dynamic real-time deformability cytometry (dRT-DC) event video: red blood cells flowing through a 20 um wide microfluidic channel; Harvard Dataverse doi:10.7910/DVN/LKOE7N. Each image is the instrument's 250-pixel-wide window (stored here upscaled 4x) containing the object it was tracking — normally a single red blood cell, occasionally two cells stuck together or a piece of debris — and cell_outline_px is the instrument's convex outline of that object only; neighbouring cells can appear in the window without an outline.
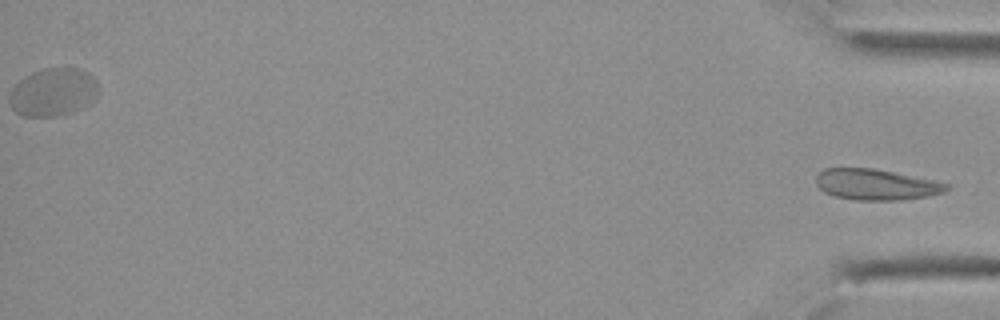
{"species": "Egyptian fruit bat (a non-hibernating species)", "species_latin": "Rousettus aegyptiacus", "temperature_condition": "cold", "stored_images_in_passage": 30, "segment_of_instrument_passage": [2, 2], "camera_frame_rate_fps": 3000, "um_per_image_px": 0.085, "animal": {"sex": "female"}, "frame": {"image": 1, "passage_image": 30, "time_ms": 9.667, "image_size_px": [1000, 320], "cell_outline_px": [[948, 188], [944, 192], [928, 196], [900, 200], [856, 200], [836, 196], [824, 192], [816, 184], [816, 176], [824, 168], [872, 168], [932, 180], [948, 184]], "centroid_in_image_um": [74.43, 15.69], "position_along_channel_um": 360.8, "area_um2": 23.18}}